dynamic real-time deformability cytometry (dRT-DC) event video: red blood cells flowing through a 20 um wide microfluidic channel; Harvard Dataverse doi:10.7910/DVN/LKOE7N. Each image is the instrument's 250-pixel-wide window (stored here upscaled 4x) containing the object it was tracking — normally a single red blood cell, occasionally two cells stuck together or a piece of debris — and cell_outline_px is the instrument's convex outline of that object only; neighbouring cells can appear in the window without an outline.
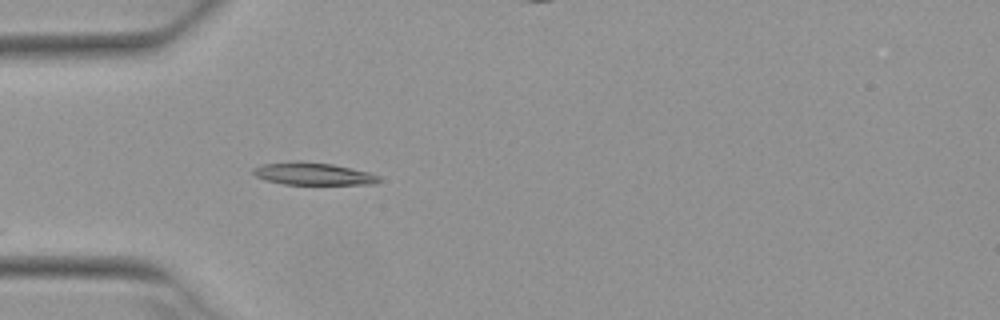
{"species": "Egyptian fruit bat (a non-hibernating species)", "species_latin": "Rousettus aegyptiacus", "temperature_condition": "warm", "stored_images_in_passage": 5, "camera_frame_rate_fps": 3000, "um_per_image_px": 0.085, "animal": {"sex": "female"}, "frame": {"image": 1, "passage_image": 5, "time_ms": 1.333, "image_size_px": [1000, 320], "cell_outline_px": [[380, 180], [376, 184], [284, 184], [268, 180], [256, 176], [252, 172], [252, 168], [260, 164], [300, 160], [332, 164], [352, 168], [368, 172], [380, 176]], "centroid_in_image_um": [26.6, 14.76], "position_along_channel_um": 58.4, "area_um2": 16.47}}